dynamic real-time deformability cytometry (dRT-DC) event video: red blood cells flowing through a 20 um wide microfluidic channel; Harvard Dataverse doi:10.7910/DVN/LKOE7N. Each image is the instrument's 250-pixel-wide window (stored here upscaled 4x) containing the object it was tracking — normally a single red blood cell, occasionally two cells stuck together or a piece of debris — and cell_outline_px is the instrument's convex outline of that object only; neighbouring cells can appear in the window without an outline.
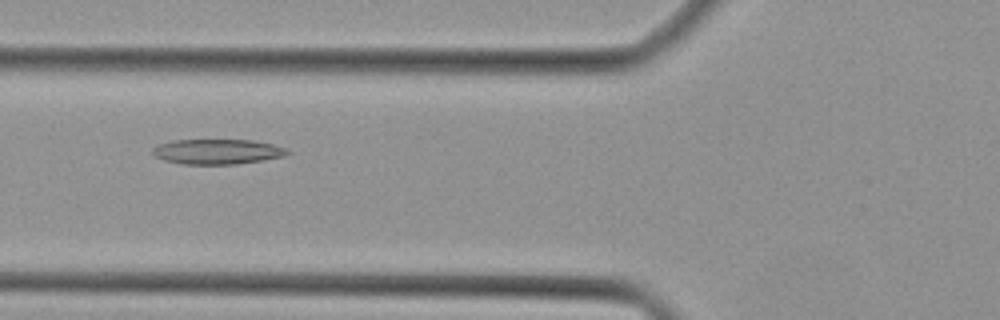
{"species": "Egyptian fruit bat (a non-hibernating species)", "species_latin": "Rousettus aegyptiacus", "temperature_condition": "cold", "stored_images_in_passage": 44, "camera_frame_rate_fps": 3000, "um_per_image_px": 0.085, "animal": {"sex": "female"}, "frame": {"image": 1, "passage_image": 17, "time_ms": 5.333, "image_size_px": [1000, 320], "cell_outline_px": [[292, 152], [284, 156], [264, 160], [236, 164], [184, 164], [164, 160], [156, 156], [152, 152], [152, 148], [160, 144], [176, 140], [252, 140], [272, 144], [288, 148]], "centroid_in_image_um": [18.53, 12.89], "position_along_channel_um": 107.3, "area_um2": 19.65}}
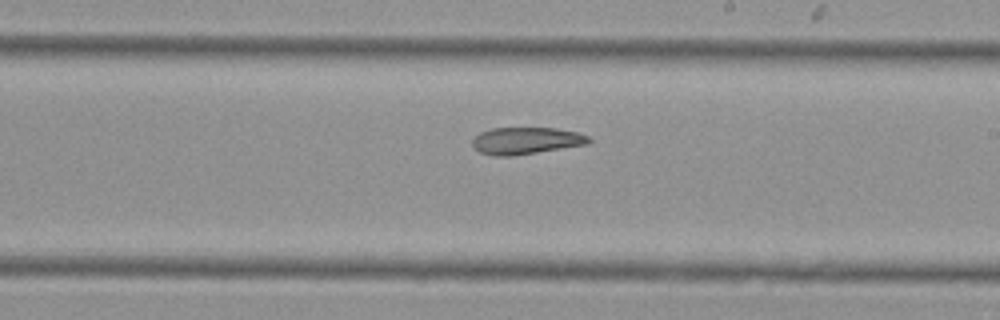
{"frame": {"image": 2, "passage_image": 26, "time_ms": 8.333, "image_size_px": [1000, 320], "cell_outline_px": [[592, 140], [588, 144], [512, 156], [496, 156], [480, 152], [472, 144], [472, 140], [480, 132], [492, 128], [556, 128], [576, 132], [588, 136]], "centroid_in_image_um": [44.72, 11.95], "position_along_channel_um": 244.3, "area_um2": 18.15}}
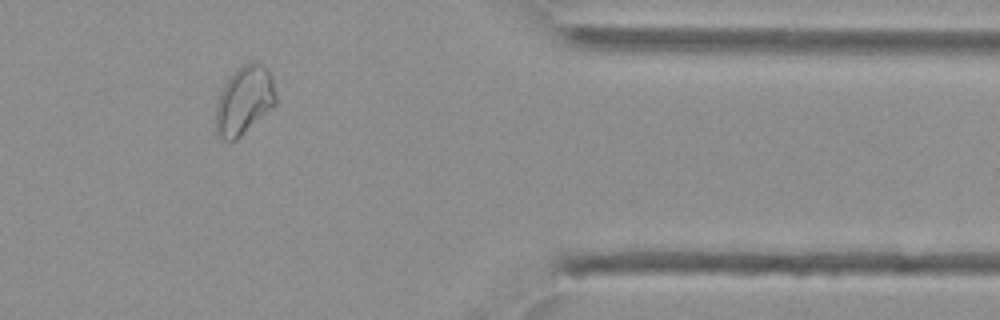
{"frame": {"image": 3, "passage_image": 37, "time_ms": 12.0, "image_size_px": [1000, 320], "cell_outline_px": [[276, 104], [272, 108], [236, 140], [224, 140], [216, 136], [216, 104], [224, 84], [236, 68], [252, 60], [256, 60], [264, 64], [272, 76], [276, 96]], "centroid_in_image_um": [20.76, 8.5], "position_along_channel_um": 390.6, "area_um2": 24.16}}